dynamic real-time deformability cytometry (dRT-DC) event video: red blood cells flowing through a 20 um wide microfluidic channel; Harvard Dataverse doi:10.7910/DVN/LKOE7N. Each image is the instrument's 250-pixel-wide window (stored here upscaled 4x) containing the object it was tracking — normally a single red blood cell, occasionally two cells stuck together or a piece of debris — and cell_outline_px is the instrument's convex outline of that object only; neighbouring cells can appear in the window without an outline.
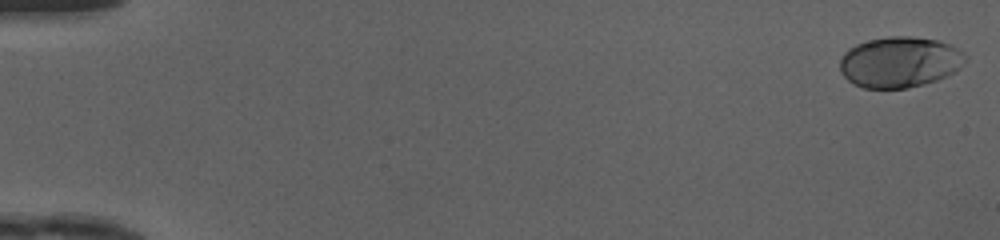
{"species": "human", "species_latin": "Homo sapiens", "temperature_condition": "cold", "stored_images_in_passage": 50, "camera_frame_rate_fps": 3000, "um_per_image_px": 0.085, "donor": {"sex": "female"}, "frame": {"image": 1, "passage_image": 1, "time_ms": 0.0, "image_size_px": [1000, 240], "cell_outline_px": [[968, 60], [956, 72], [936, 80], [924, 84], [908, 88], [864, 88], [848, 80], [840, 72], [840, 60], [844, 52], [848, 48], [856, 44], [868, 40], [888, 36], [908, 36], [936, 40], [948, 44], [964, 52], [968, 56]], "centroid_in_image_um": [76.49, 5.27], "position_along_channel_um": 8.5, "area_um2": 37.34}}
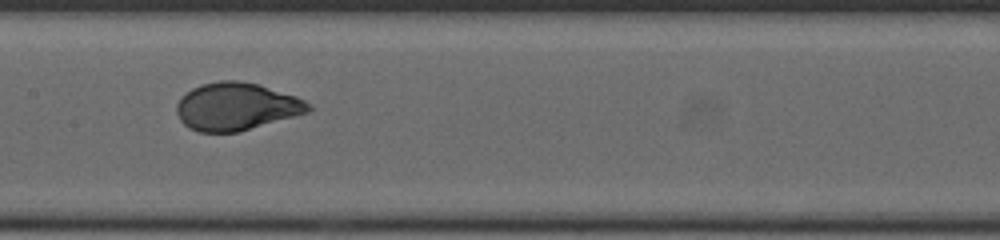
{"frame": {"image": 2, "passage_image": 26, "time_ms": 8.333, "image_size_px": [1000, 240], "cell_outline_px": [[312, 108], [308, 112], [236, 132], [200, 132], [188, 128], [180, 120], [176, 112], [176, 104], [180, 96], [192, 88], [200, 84], [220, 80], [240, 80], [256, 84], [296, 96], [312, 104]], "centroid_in_image_um": [20.04, 9.04], "position_along_channel_um": 187.4, "area_um2": 36.47}}
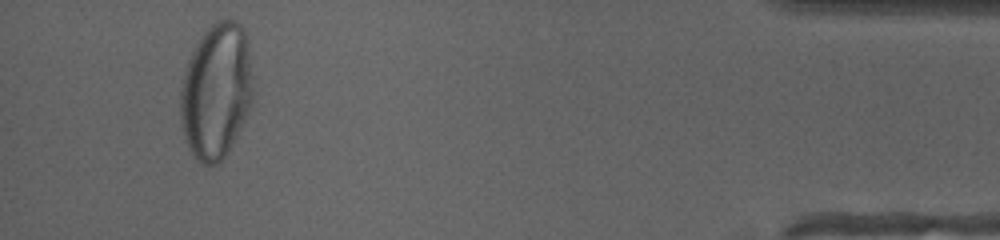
{"frame": {"image": 3, "passage_image": 47, "time_ms": 15.333, "image_size_px": [1000, 240], "cell_outline_px": [[252, 104], [228, 152], [216, 164], [200, 164], [192, 156], [188, 148], [184, 136], [180, 120], [180, 92], [184, 72], [188, 60], [200, 36], [216, 20], [232, 20], [240, 24], [244, 28], [248, 40], [252, 92]], "centroid_in_image_um": [18.36, 7.76], "position_along_channel_um": 416.8, "area_um2": 57.4}, "authors_computed_cell_mechanics": {"area_um2": 36.9342, "velocity_mm_per_s": 4.1653, "shape_relaxation_time_tau1_ms": 4.3697, "shape_relaxation_time_tau2_ms": null, "deformation_change_tau1": 0.2017, "deformation_change_tau2": null}}